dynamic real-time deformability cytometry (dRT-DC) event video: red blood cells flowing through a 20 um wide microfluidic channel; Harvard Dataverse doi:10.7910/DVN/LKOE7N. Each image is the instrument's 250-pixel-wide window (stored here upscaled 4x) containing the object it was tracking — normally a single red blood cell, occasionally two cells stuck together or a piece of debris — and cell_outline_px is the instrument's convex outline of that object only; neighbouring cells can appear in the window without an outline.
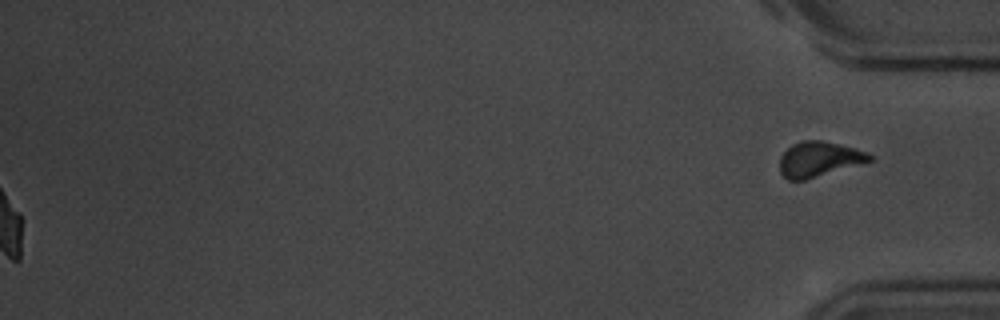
{"species": "common noctule bat (a hibernating species)", "species_latin": "Nyctalus noctula", "temperature_condition": "room temperature", "stored_images_in_passage": 56, "camera_frame_rate_fps": 3000, "um_per_image_px": 0.085, "animal": {"sex": "male", "body_mass_g": 20.1, "forearm_length_mm": 53.5}, "frame": {"image": 1, "passage_image": 56, "time_ms": 18.333, "image_size_px": [1000, 320], "cell_outline_px": [[876, 160], [804, 180], [788, 180], [780, 172], [780, 156], [792, 144], [800, 140], [824, 140], [840, 144], [868, 152]], "centroid_in_image_um": [69.64, 13.52], "position_along_channel_um": 365.6, "area_um2": 18.55}, "authors_computed_cell_mechanics": {"area_um2": 17.8024, "velocity_mm_per_s": 3.5824, "shape_relaxation_time_tau1_ms": 3.1695, "shape_relaxation_time_tau2_ms": 3.7945, "deformation_change_tau1": 0.1112, "deformation_change_tau2": 0.0907}}